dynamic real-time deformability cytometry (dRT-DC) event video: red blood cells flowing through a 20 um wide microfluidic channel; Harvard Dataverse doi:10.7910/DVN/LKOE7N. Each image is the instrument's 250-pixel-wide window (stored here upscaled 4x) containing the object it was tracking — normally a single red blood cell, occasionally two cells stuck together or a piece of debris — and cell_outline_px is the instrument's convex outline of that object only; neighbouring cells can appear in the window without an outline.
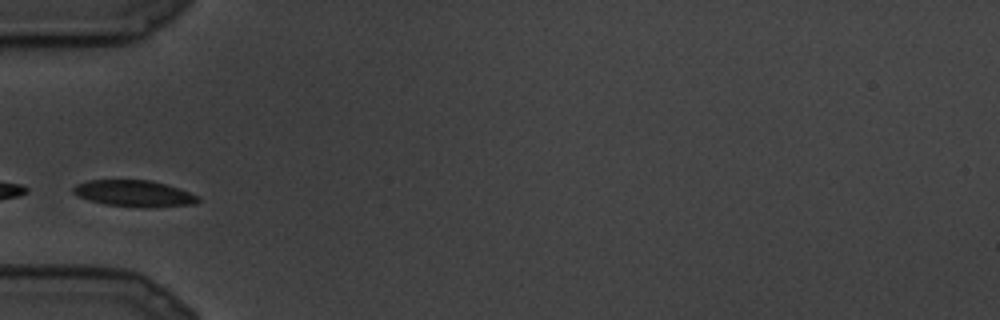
{"species": "common noctule bat (a hibernating species)", "species_latin": "Nyctalus noctula", "temperature_condition": "cold", "stored_images_in_passage": 5, "camera_frame_rate_fps": 3000, "um_per_image_px": 0.085, "animal": {"sex": "male", "body_mass_g": 19.5, "forearm_length_mm": 54.6}, "frame": {"image": 1, "passage_image": 1, "time_ms": 0.0, "image_size_px": [1000, 320], "cell_outline_px": [[200, 200], [196, 204], [104, 204], [88, 200], [76, 196], [72, 192], [72, 188], [76, 184], [88, 180], [148, 180], [164, 184], [200, 196]], "centroid_in_image_um": [11.27, 16.38], "position_along_channel_um": 73.7, "area_um2": 17.92}}
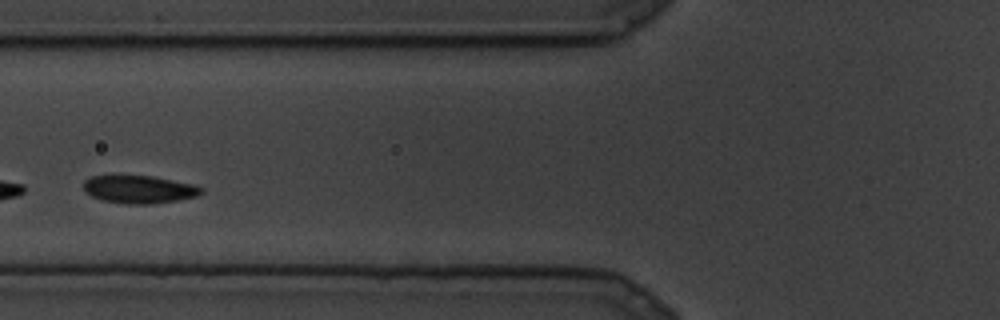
{"frame": {"image": 2, "passage_image": 2, "time_ms": 0.333, "image_size_px": [1000, 320], "cell_outline_px": [[204, 192], [196, 196], [176, 200], [148, 204], [124, 204], [104, 200], [92, 196], [84, 188], [84, 180], [88, 176], [152, 176], [192, 184], [204, 188]], "centroid_in_image_um": [11.83, 16.09], "position_along_channel_um": 114.0, "area_um2": 18.84}}
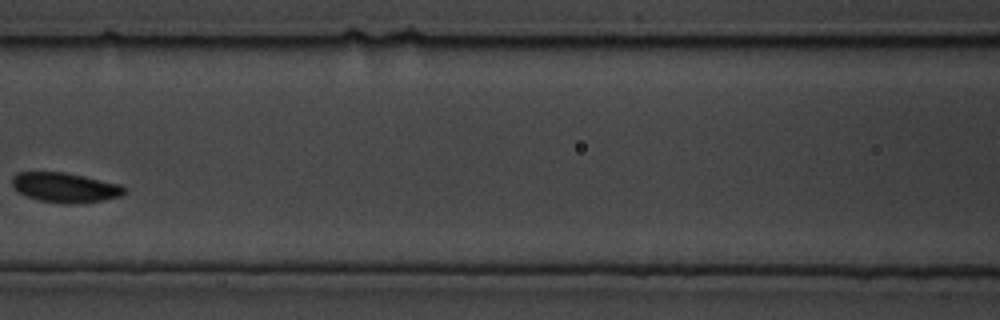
{"frame": {"image": 3, "passage_image": 4, "time_ms": 1.0, "image_size_px": [1000, 320], "cell_outline_px": [[128, 192], [120, 196], [104, 200], [68, 204], [40, 200], [28, 196], [20, 192], [12, 184], [12, 176], [16, 172], [64, 172], [84, 176], [120, 184], [128, 188]], "centroid_in_image_um": [5.58, 15.93], "position_along_channel_um": 161.0, "area_um2": 19.36}}